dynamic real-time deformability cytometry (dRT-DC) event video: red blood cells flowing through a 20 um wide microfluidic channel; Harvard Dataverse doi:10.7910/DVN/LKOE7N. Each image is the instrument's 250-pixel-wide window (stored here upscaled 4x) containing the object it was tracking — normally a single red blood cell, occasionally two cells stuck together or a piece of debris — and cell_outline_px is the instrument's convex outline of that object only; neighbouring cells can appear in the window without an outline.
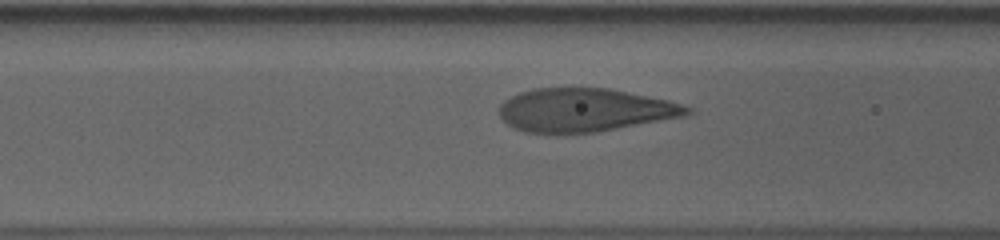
{"species": "human", "species_latin": "Homo sapiens", "temperature_condition": "cold", "stored_images_in_passage": 7, "camera_frame_rate_fps": 3000, "um_per_image_px": 0.085, "donor": {"sex": "male"}, "frame": {"image": 1, "passage_image": 5, "time_ms": 1.333, "image_size_px": [1000, 240], "cell_outline_px": [[692, 112], [688, 116], [596, 132], [524, 132], [512, 128], [500, 116], [500, 104], [504, 100], [520, 92], [532, 88], [608, 88], [668, 100], [692, 108]], "centroid_in_image_um": [49.72, 9.35], "position_along_channel_um": 116.9, "area_um2": 47.28}}